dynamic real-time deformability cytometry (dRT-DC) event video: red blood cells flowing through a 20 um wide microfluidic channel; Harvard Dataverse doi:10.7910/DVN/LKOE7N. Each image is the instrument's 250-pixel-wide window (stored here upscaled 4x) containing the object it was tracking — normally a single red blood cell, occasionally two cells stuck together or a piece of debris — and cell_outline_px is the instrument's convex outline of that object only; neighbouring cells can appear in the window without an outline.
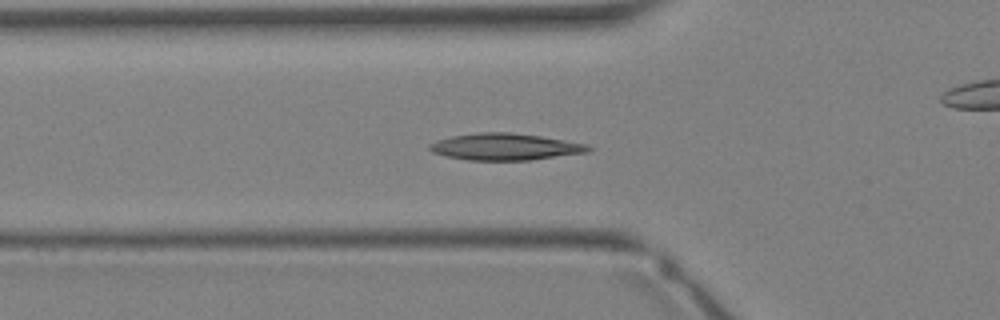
{"species": "Egyptian fruit bat (a non-hibernating species)", "species_latin": "Rousettus aegyptiacus", "temperature_condition": "warm", "stored_images_in_passage": 34, "camera_frame_rate_fps": 3000, "um_per_image_px": 0.085, "animal": {"sex": "female"}, "frame": {"image": 1, "passage_image": 11, "time_ms": 3.333, "image_size_px": [1000, 320], "cell_outline_px": [[596, 148], [592, 152], [532, 160], [468, 160], [444, 156], [432, 152], [428, 148], [428, 144], [436, 140], [452, 136], [476, 132], [508, 132], [540, 136], [588, 144]], "centroid_in_image_um": [42.98, 12.48], "position_along_channel_um": 82.8, "area_um2": 25.14}}
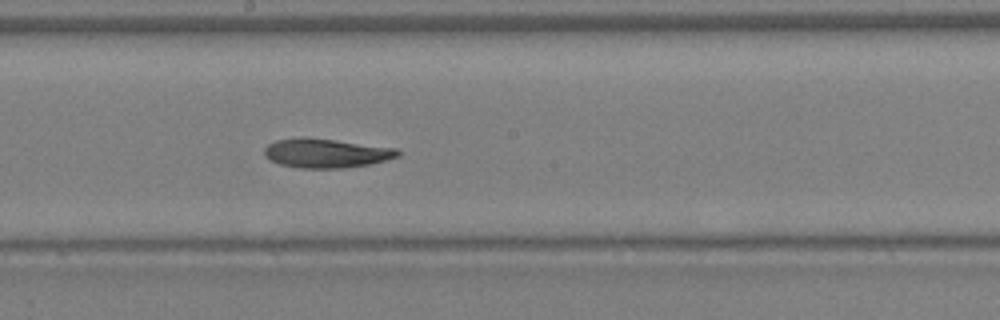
{"frame": {"image": 2, "passage_image": 18, "time_ms": 5.667, "image_size_px": [1000, 320], "cell_outline_px": [[400, 156], [368, 164], [344, 168], [300, 168], [280, 164], [264, 156], [264, 148], [268, 144], [276, 140], [336, 140], [396, 148], [400, 152]], "centroid_in_image_um": [27.76, 13.05], "position_along_channel_um": 220.4, "area_um2": 21.79}}
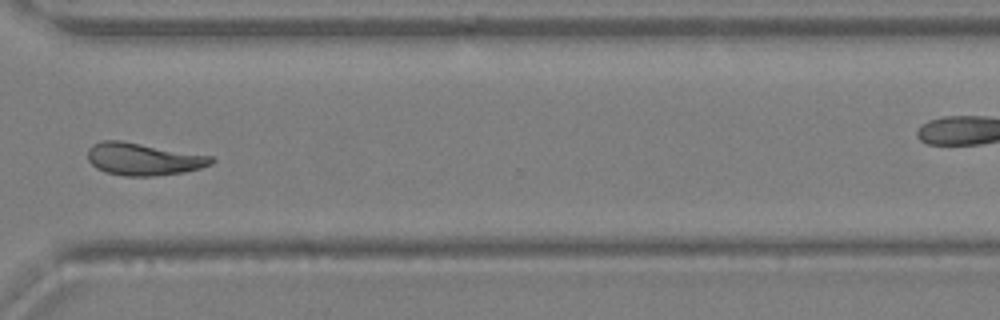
{"frame": {"image": 3, "passage_image": 25, "time_ms": 8.0, "image_size_px": [1000, 320], "cell_outline_px": [[216, 160], [212, 164], [200, 168], [184, 172], [152, 176], [124, 176], [104, 172], [96, 168], [88, 160], [88, 148], [92, 144], [104, 140], [120, 140], [212, 156]], "centroid_in_image_um": [12.17, 13.52], "position_along_channel_um": 358.4, "area_um2": 23.35}}